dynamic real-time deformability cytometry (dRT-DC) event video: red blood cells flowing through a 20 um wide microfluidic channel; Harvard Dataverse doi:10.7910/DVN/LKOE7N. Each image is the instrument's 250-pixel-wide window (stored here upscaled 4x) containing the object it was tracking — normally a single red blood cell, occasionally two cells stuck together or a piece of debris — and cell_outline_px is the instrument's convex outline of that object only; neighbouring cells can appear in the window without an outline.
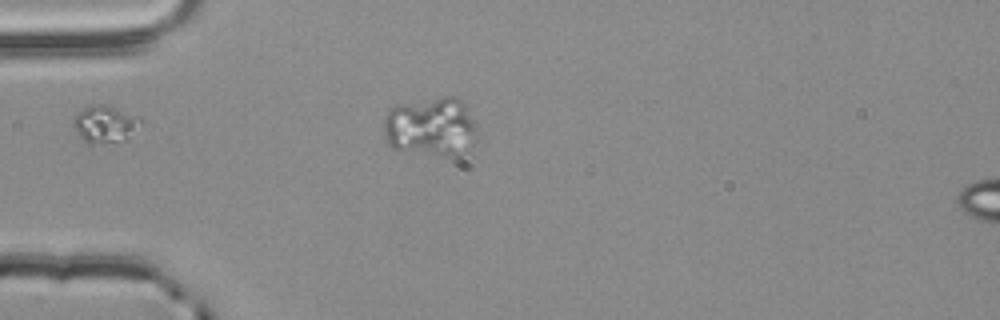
{"species": "common noctule bat (a hibernating species)", "species_latin": "Nyctalus noctula", "temperature_condition": "room temperature", "stored_images_in_passage": 4, "segment_of_instrument_passage": [2, 3], "camera_frame_rate_fps": 3000, "um_per_image_px": 0.085, "animal": {"sex": "male", "body_mass_g": 20.4}, "frame": {"image": 1, "passage_image": 3, "time_ms": 0.667, "image_size_px": [1000, 320], "cell_outline_px": [[144, 120], [128, 140], [92, 144], [88, 144], [80, 136], [72, 124], [72, 120], [84, 108], [92, 104], [104, 104], [140, 116]], "centroid_in_image_um": [8.97, 10.55], "position_along_channel_um": 76.0, "area_um2": 14.68}}